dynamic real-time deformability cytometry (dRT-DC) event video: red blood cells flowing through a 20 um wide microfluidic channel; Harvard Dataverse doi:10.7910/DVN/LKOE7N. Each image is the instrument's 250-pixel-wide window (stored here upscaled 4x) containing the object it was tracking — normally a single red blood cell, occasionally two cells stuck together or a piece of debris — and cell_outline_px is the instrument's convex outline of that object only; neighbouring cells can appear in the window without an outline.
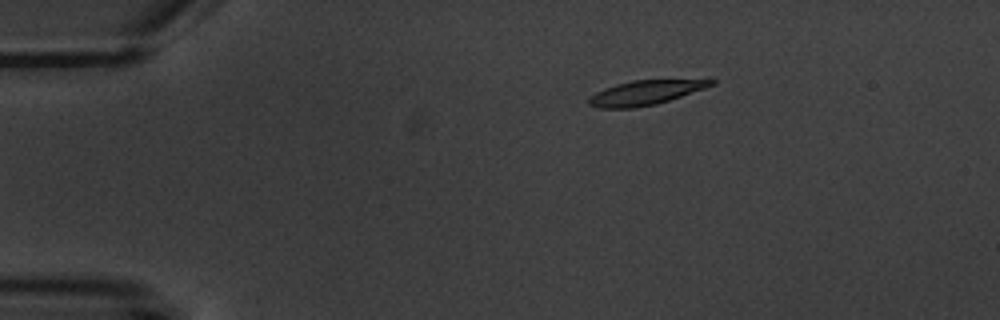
{"species": "common noctule bat (a hibernating species)", "species_latin": "Nyctalus noctula", "temperature_condition": "warm", "stored_images_in_passage": 5, "camera_frame_rate_fps": 3000, "um_per_image_px": 0.085, "animal": {"sex": "male", "body_mass_g": 20.1, "forearm_length_mm": 53.5}, "frame": {"image": 1, "passage_image": 3, "time_ms": 2.667, "image_size_px": [1000, 320], "cell_outline_px": [[716, 84], [656, 104], [636, 108], [596, 108], [588, 104], [588, 96], [604, 88], [616, 84], [632, 80], [708, 76], [712, 76], [716, 80]], "centroid_in_image_um": [55.01, 7.8], "position_along_channel_um": 30.0, "area_um2": 18.55}}